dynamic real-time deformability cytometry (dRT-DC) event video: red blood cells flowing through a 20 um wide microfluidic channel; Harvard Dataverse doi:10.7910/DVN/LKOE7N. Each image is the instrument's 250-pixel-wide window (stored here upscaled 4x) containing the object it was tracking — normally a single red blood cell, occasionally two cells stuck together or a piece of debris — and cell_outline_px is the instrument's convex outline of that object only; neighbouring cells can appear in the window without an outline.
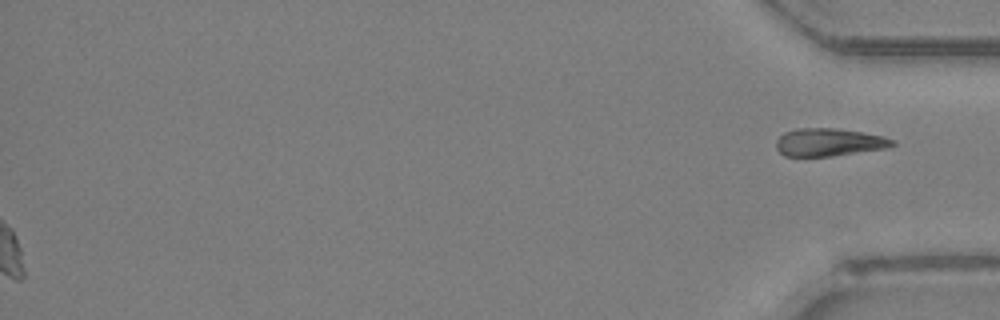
{"species": "Egyptian fruit bat (a non-hibernating species)", "species_latin": "Rousettus aegyptiacus", "temperature_condition": "room temperature", "stored_images_in_passage": 38, "segment_of_instrument_passage": [2, 2], "camera_frame_rate_fps": 3000, "um_per_image_px": 0.085, "animal": {"sex": "female"}, "frame": {"image": 1, "passage_image": 38, "time_ms": 12.333, "image_size_px": [1000, 320], "cell_outline_px": [[896, 144], [884, 148], [832, 156], [784, 156], [776, 148], [776, 140], [784, 132], [796, 128], [832, 128], [860, 132], [884, 136], [896, 140]], "centroid_in_image_um": [70.44, 12.09], "position_along_channel_um": 364.8, "area_um2": 18.73}}